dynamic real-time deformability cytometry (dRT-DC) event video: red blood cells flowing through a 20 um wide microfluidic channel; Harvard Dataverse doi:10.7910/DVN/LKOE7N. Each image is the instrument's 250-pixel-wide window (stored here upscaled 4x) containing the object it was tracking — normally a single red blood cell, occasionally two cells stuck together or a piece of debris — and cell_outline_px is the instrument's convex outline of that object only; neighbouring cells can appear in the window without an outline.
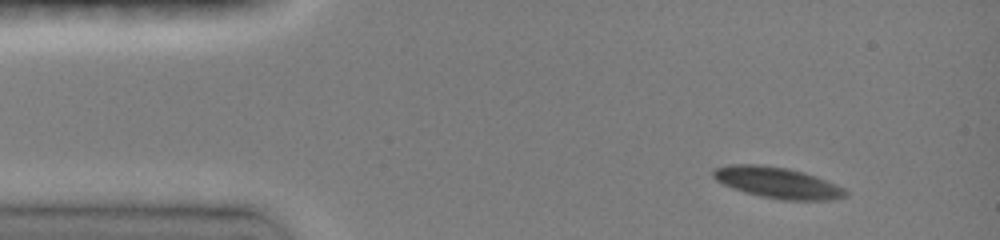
{"species": "common noctule bat (a hibernating species)", "species_latin": "Nyctalus noctula", "temperature_condition": "room temperature", "stored_images_in_passage": 26, "camera_frame_rate_fps": 3000, "um_per_image_px": 0.085, "animal": {"sex": "female", "body_mass_g": 19.0, "forearm_length_mm": 51.5}, "frame": {"image": 1, "passage_image": 1, "time_ms": 0.0, "image_size_px": [1000, 240], "cell_outline_px": [[848, 196], [832, 200], [780, 200], [760, 196], [744, 192], [732, 188], [716, 180], [712, 176], [712, 168], [728, 164], [756, 164], [788, 168], [804, 172], [816, 176], [836, 184], [844, 188], [848, 192]], "centroid_in_image_um": [66.08, 15.52], "position_along_channel_um": 18.9, "area_um2": 24.22}}
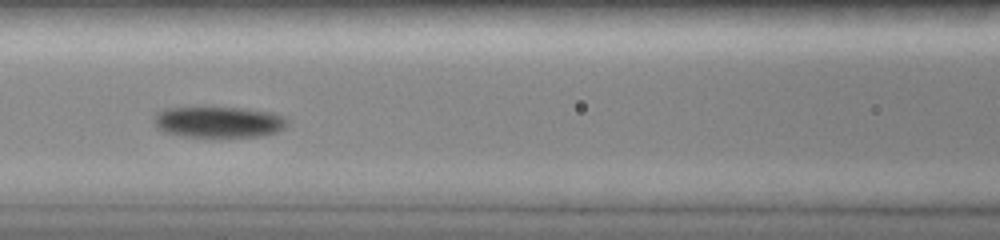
{"frame": {"image": 2, "passage_image": 11, "time_ms": 5.0, "image_size_px": [1000, 240], "cell_outline_px": [[288, 124], [284, 128], [276, 132], [260, 136], [212, 140], [184, 136], [164, 132], [156, 128], [152, 124], [156, 112], [164, 108], [204, 104], [248, 108], [272, 112], [284, 116], [288, 120]], "centroid_in_image_um": [18.52, 10.36], "position_along_channel_um": 148.1, "area_um2": 26.47}}
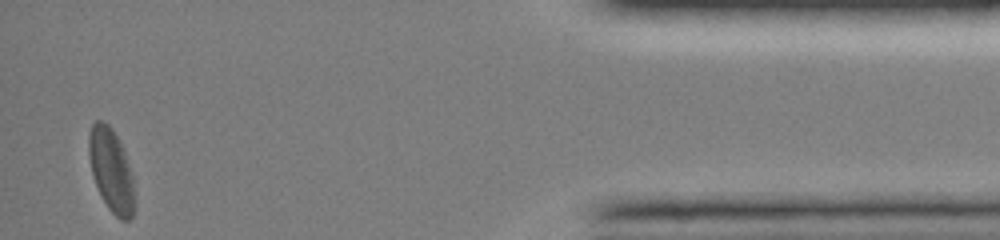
{"frame": {"image": 3, "passage_image": 26, "time_ms": 13.333, "image_size_px": [1000, 240], "cell_outline_px": [[136, 204], [132, 216], [128, 220], [120, 220], [108, 208], [96, 184], [92, 172], [88, 156], [88, 132], [92, 124], [96, 120], [100, 120], [108, 124], [112, 128], [120, 140], [124, 148], [132, 176]], "centroid_in_image_um": [9.46, 14.45], "position_along_channel_um": 425.7, "area_um2": 22.37}, "authors_computed_cell_mechanics": {"area_um2": 23.3223, "velocity_mm_per_s": 4.0503, "shape_relaxation_time_tau1_ms": 3.6758, "shape_relaxation_time_tau2_ms": 2.7007, "deformation_change_tau1": 0.0968, "deformation_change_tau2": 0.046}}